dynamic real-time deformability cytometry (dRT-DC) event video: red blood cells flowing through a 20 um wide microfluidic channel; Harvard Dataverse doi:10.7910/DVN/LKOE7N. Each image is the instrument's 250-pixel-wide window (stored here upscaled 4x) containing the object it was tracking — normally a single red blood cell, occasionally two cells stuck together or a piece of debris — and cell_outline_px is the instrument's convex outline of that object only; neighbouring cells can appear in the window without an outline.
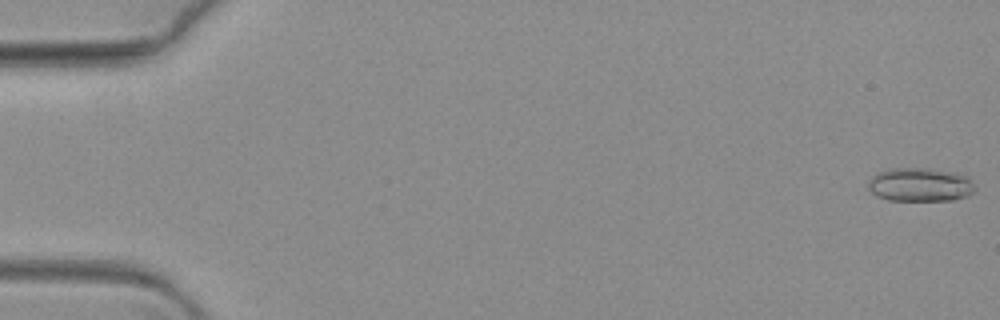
{"species": "common noctule bat (a hibernating species)", "species_latin": "Nyctalus noctula", "temperature_condition": "warm", "stored_images_in_passage": 68, "camera_frame_rate_fps": 3000, "um_per_image_px": 0.085, "animal": {"sex": "female", "body_mass_g": 19.3, "forearm_length_mm": 54.1}, "frame": {"image": 1, "passage_image": 1, "time_ms": 0.0, "image_size_px": [1000, 320], "cell_outline_px": [[976, 188], [968, 196], [952, 200], [888, 200], [872, 192], [868, 188], [868, 180], [876, 172], [892, 168], [916, 168], [944, 172], [964, 176]], "centroid_in_image_um": [78.13, 15.72], "position_along_channel_um": 6.9, "area_um2": 20.35}}
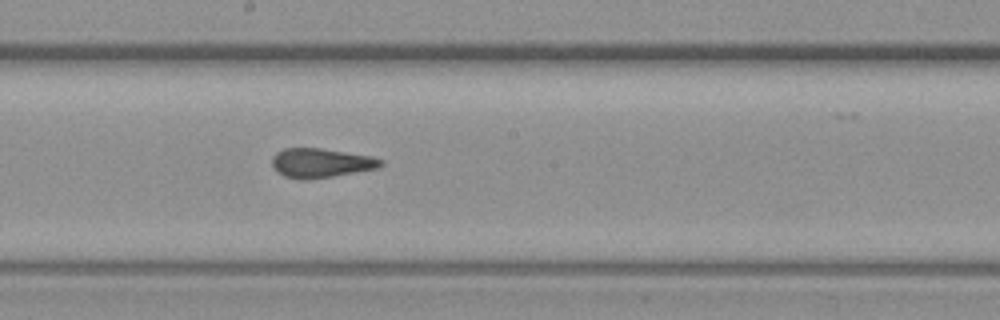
{"frame": {"image": 2, "passage_image": 38, "time_ms": 12.333, "image_size_px": [1000, 320], "cell_outline_px": [[384, 164], [376, 168], [332, 176], [308, 180], [300, 180], [284, 176], [276, 172], [272, 168], [272, 156], [276, 152], [284, 148], [320, 148], [372, 156], [384, 160]], "centroid_in_image_um": [27.23, 13.85], "position_along_channel_um": 221.0, "area_um2": 18.67}}
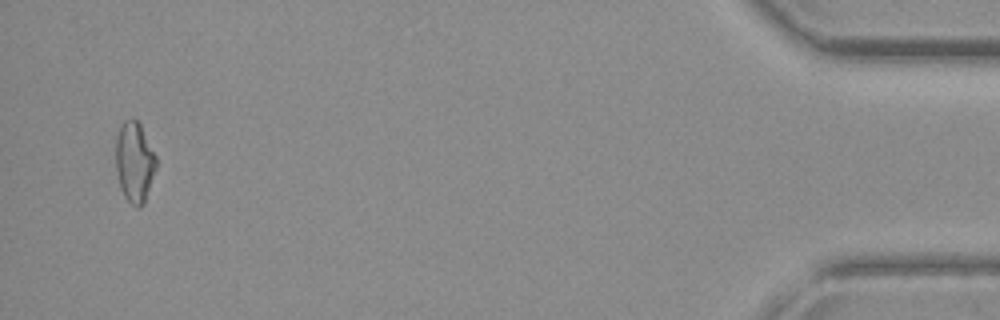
{"frame": {"image": 3, "passage_image": 66, "time_ms": 21.667, "image_size_px": [1000, 320], "cell_outline_px": [[156, 168], [144, 204], [140, 208], [136, 208], [124, 196], [120, 188], [116, 168], [116, 140], [120, 128], [124, 120], [132, 116], [140, 124], [156, 156]], "centroid_in_image_um": [11.43, 13.78], "position_along_channel_um": 423.8, "area_um2": 18.9}}